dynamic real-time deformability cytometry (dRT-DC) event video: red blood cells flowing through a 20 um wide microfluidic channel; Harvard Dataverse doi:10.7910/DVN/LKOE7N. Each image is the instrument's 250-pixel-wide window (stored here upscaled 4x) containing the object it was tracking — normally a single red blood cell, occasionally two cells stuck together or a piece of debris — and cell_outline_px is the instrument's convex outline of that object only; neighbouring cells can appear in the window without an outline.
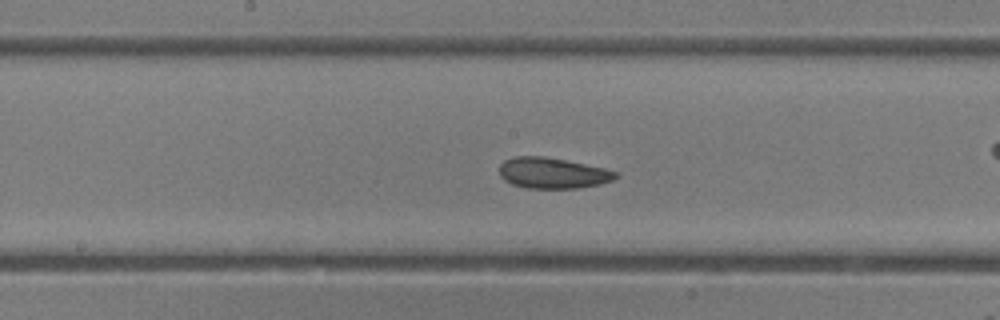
{"species": "common noctule bat (a hibernating species)", "species_latin": "Nyctalus noctula", "temperature_condition": "room temperature", "stored_images_in_passage": 29, "camera_frame_rate_fps": 3000, "um_per_image_px": 0.085, "animal": {"sex": "female"}, "frame": {"image": 1, "passage_image": 17, "time_ms": 5.333, "image_size_px": [1000, 320], "cell_outline_px": [[620, 176], [612, 180], [600, 184], [576, 188], [524, 188], [512, 184], [504, 180], [500, 176], [500, 164], [504, 160], [512, 156], [544, 156], [604, 168], [616, 172]], "centroid_in_image_um": [46.94, 14.71], "position_along_channel_um": 201.3, "area_um2": 20.87}}
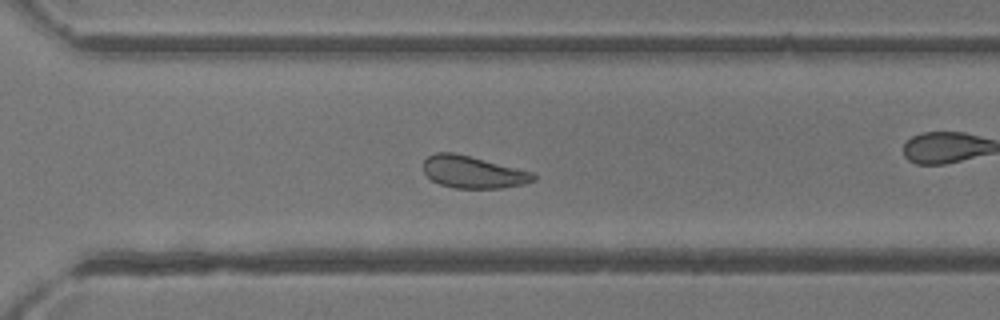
{"frame": {"image": 2, "passage_image": 25, "time_ms": 8.0, "image_size_px": [1000, 320], "cell_outline_px": [[536, 180], [524, 184], [500, 188], [452, 188], [440, 184], [432, 180], [424, 172], [424, 160], [428, 156], [436, 152], [452, 152], [532, 172], [536, 176]], "centroid_in_image_um": [40.19, 14.64], "position_along_channel_um": 330.4, "area_um2": 20.35}}